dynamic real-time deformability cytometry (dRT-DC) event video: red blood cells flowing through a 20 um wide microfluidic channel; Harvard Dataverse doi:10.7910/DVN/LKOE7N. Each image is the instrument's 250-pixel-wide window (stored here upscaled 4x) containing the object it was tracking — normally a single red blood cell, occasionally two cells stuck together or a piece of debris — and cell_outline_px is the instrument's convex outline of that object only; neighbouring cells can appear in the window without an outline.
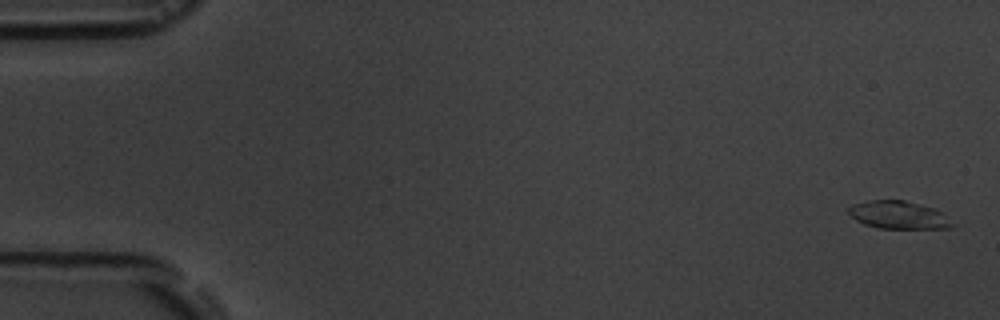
{"species": "common noctule bat (a hibernating species)", "species_latin": "Nyctalus noctula", "temperature_condition": "room temperature", "stored_images_in_passage": 7, "camera_frame_rate_fps": 3000, "um_per_image_px": 0.085, "animal": {"sex": "male", "body_mass_g": 19.5, "forearm_length_mm": 54.6}, "frame": {"image": 1, "passage_image": 1, "time_ms": 0.0, "image_size_px": [1000, 320], "cell_outline_px": [[956, 224], [948, 228], [880, 228], [864, 224], [856, 220], [848, 212], [848, 208], [852, 204], [872, 200], [904, 200], [936, 208]], "centroid_in_image_um": [76.39, 18.27], "position_along_channel_um": 8.6, "area_um2": 16.76}}
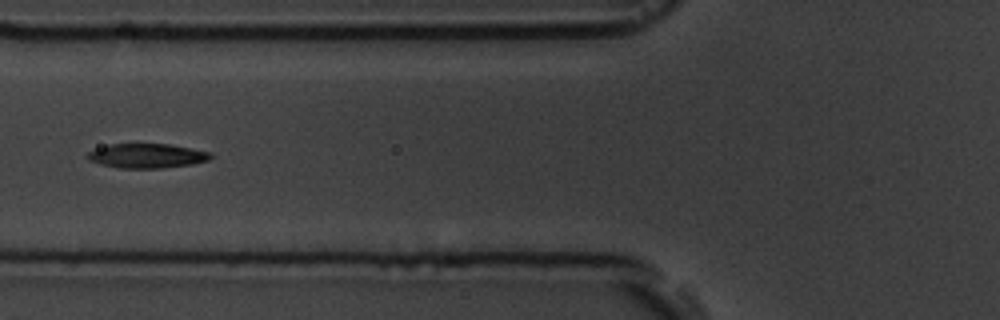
{"frame": {"image": 2, "passage_image": 7, "time_ms": 6.667, "image_size_px": [1000, 320], "cell_outline_px": [[212, 156], [208, 160], [192, 164], [160, 168], [120, 168], [100, 164], [88, 160], [84, 156], [88, 152], [96, 148], [112, 144], [168, 144], [212, 152]], "centroid_in_image_um": [12.45, 13.24], "position_along_channel_um": 113.3, "area_um2": 17.51}}